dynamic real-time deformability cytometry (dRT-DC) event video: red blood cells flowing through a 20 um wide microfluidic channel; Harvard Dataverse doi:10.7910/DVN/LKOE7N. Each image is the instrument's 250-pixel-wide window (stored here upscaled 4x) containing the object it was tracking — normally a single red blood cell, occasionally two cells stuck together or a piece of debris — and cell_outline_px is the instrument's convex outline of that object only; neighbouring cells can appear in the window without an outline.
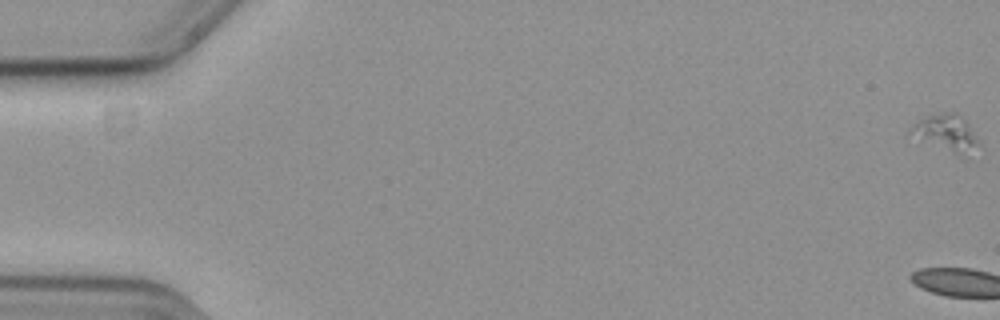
{"species": "common noctule bat (a hibernating species)", "species_latin": "Nyctalus noctula", "temperature_condition": "cold", "stored_images_in_passage": 61, "camera_frame_rate_fps": 3000, "um_per_image_px": 0.085, "animal": {"sex": "female", "body_mass_g": 19.3, "forearm_length_mm": 54.1}, "frame": {"image": 1, "passage_image": 1, "time_ms": 0.0, "image_size_px": [1000, 320], "cell_outline_px": [[980, 144], [968, 160], [920, 140], [908, 132], [908, 128], [912, 124], [928, 116], [944, 112], [956, 112], [968, 124], [980, 140]], "centroid_in_image_um": [80.49, 11.37], "position_along_channel_um": 4.5, "area_um2": 14.91}}
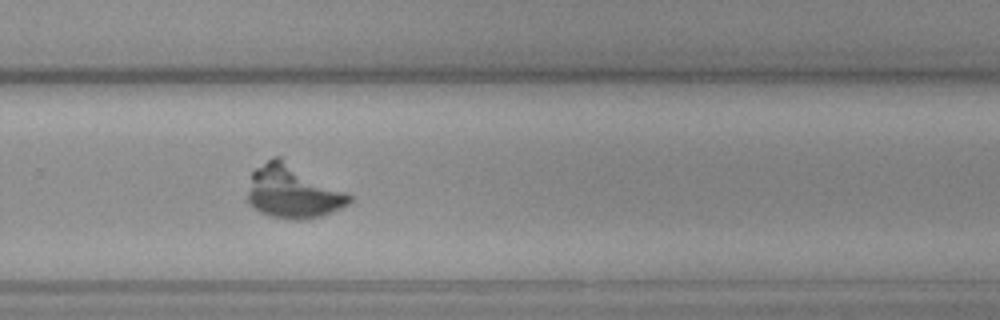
{"frame": {"image": 2, "passage_image": 42, "time_ms": 13.667, "image_size_px": [1000, 320], "cell_outline_px": [[352, 200], [348, 204], [332, 212], [320, 216], [304, 220], [292, 220], [272, 216], [260, 212], [252, 208], [248, 204], [248, 192], [252, 172], [256, 168], [272, 156], [280, 156], [348, 192], [352, 196]], "centroid_in_image_um": [24.9, 16.29], "position_along_channel_um": 304.9, "area_um2": 31.85}}
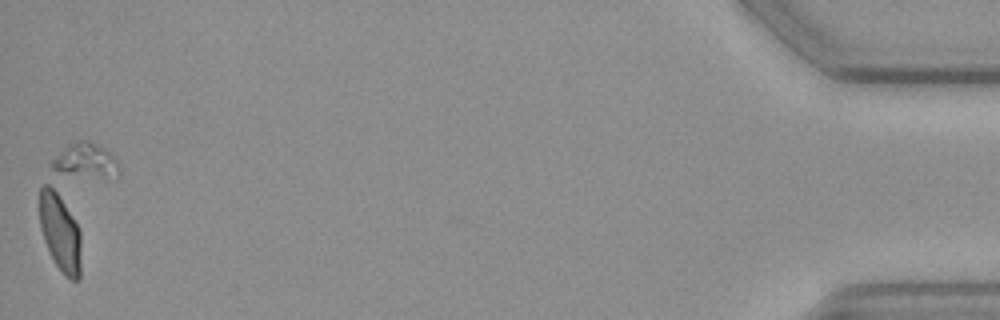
{"frame": {"image": 3, "passage_image": 61, "time_ms": 20.0, "image_size_px": [1000, 320], "cell_outline_px": [[80, 280], [72, 280], [64, 276], [56, 264], [44, 240], [40, 228], [40, 188], [44, 184], [48, 184], [56, 192], [80, 228]], "centroid_in_image_um": [5.12, 19.8], "position_along_channel_um": 430.1, "area_um2": 18.5}}